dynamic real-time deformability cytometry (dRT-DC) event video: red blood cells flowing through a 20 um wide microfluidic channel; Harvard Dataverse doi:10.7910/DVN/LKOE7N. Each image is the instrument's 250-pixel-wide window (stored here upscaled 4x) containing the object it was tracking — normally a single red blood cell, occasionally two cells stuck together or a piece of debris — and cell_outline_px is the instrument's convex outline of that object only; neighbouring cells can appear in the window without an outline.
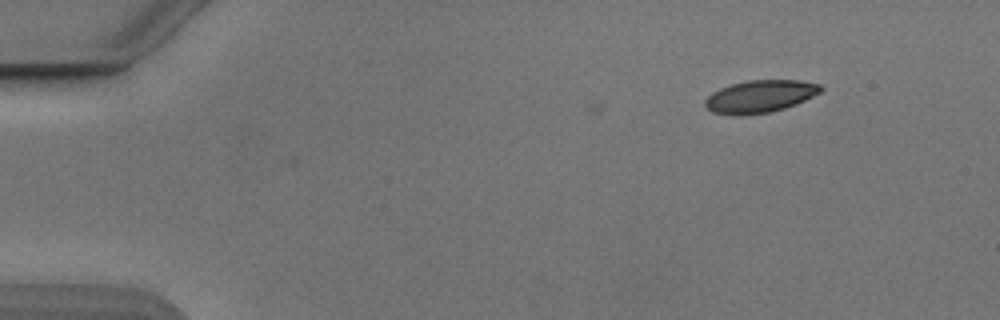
{"species": "Egyptian fruit bat (a non-hibernating species)", "species_latin": "Rousettus aegyptiacus", "temperature_condition": "cold", "stored_images_in_passage": 12, "camera_frame_rate_fps": 3000, "um_per_image_px": 0.085, "animal": {"sex": "male"}, "frame": {"image": 1, "passage_image": 12, "time_ms": 3.667, "image_size_px": [1000, 320], "cell_outline_px": [[824, 88], [820, 92], [796, 104], [772, 112], [740, 116], [736, 116], [712, 112], [704, 104], [704, 100], [712, 92], [720, 88], [732, 84], [748, 80], [800, 80], [820, 84]], "centroid_in_image_um": [64.59, 8.2], "position_along_channel_um": 20.4, "area_um2": 21.96}}